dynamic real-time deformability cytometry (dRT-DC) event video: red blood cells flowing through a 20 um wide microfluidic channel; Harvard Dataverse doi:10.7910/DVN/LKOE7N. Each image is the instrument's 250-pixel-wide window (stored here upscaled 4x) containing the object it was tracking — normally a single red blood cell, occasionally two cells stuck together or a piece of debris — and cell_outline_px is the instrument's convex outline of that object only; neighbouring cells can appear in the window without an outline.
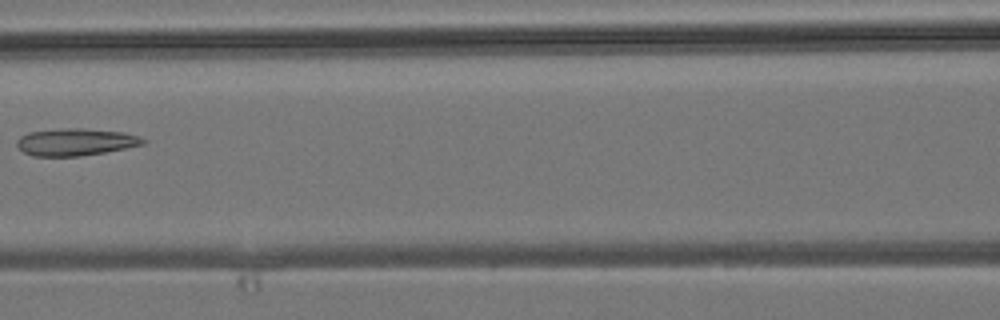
{"species": "common noctule bat (a hibernating species)", "species_latin": "Nyctalus noctula", "temperature_condition": "room temperature", "stored_images_in_passage": 7, "camera_frame_rate_fps": 3000, "um_per_image_px": 0.085, "animal": {"sex": "male", "body_mass_g": 19.2, "forearm_length_mm": 51.8}, "frame": {"image": 1, "passage_image": 7, "time_ms": 7.0, "image_size_px": [1000, 320], "cell_outline_px": [[148, 140], [144, 144], [104, 152], [80, 156], [32, 156], [24, 152], [16, 144], [16, 140], [20, 136], [28, 132], [60, 128], [84, 128], [124, 132], [140, 136]], "centroid_in_image_um": [6.42, 12.06], "position_along_channel_um": 160.2, "area_um2": 20.11}}